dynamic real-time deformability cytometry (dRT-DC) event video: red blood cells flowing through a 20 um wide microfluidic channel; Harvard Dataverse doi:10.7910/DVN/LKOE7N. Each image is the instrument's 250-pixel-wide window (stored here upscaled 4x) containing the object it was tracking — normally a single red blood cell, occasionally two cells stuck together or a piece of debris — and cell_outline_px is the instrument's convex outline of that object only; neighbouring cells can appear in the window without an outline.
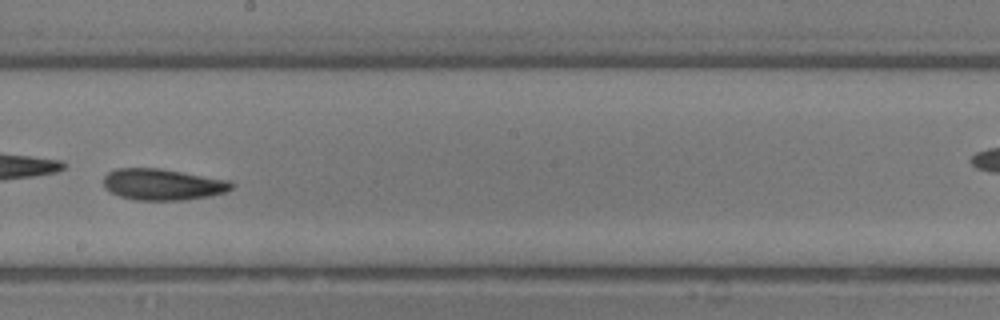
{"species": "common noctule bat (a hibernating species)", "species_latin": "Nyctalus noctula", "temperature_condition": "room temperature", "stored_images_in_passage": 15, "segment_of_instrument_passage": [1, 2], "camera_frame_rate_fps": 3000, "um_per_image_px": 0.085, "animal": {"sex": "male", "body_mass_g": 13.3}, "frame": {"image": 1, "passage_image": 13, "time_ms": 4.0, "image_size_px": [1000, 320], "cell_outline_px": [[236, 184], [232, 188], [224, 192], [212, 196], [184, 200], [136, 200], [120, 196], [104, 188], [104, 176], [108, 172], [116, 168], [160, 168], [232, 180]], "centroid_in_image_um": [13.88, 15.67], "position_along_channel_um": 234.3, "area_um2": 23.64}}